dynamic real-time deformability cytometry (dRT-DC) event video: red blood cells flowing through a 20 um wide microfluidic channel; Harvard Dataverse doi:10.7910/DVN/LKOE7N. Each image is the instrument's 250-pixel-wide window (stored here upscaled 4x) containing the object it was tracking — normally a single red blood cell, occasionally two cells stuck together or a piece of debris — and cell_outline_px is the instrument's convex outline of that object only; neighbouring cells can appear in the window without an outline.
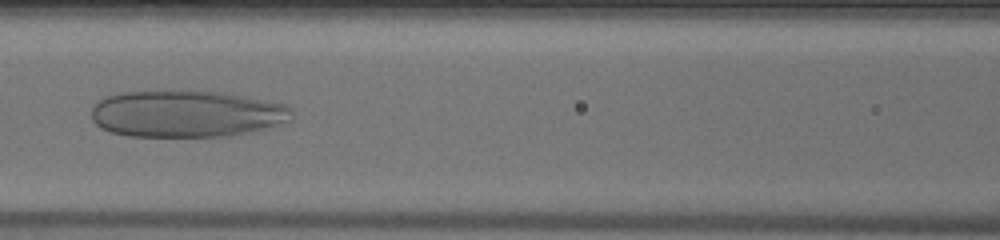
{"species": "human", "species_latin": "Homo sapiens", "temperature_condition": "warm", "stored_images_in_passage": 28, "camera_frame_rate_fps": 3000, "um_per_image_px": 0.085, "donor": {"sex": "male"}, "frame": {"image": 1, "passage_image": 7, "time_ms": 2.0, "image_size_px": [1000, 240], "cell_outline_px": [[292, 116], [288, 120], [276, 124], [228, 136], [128, 136], [112, 132], [100, 128], [92, 120], [92, 108], [100, 100], [108, 96], [124, 92], [224, 92], [284, 104], [292, 108]], "centroid_in_image_um": [15.81, 9.68], "position_along_channel_um": 150.8, "area_um2": 53.64}}
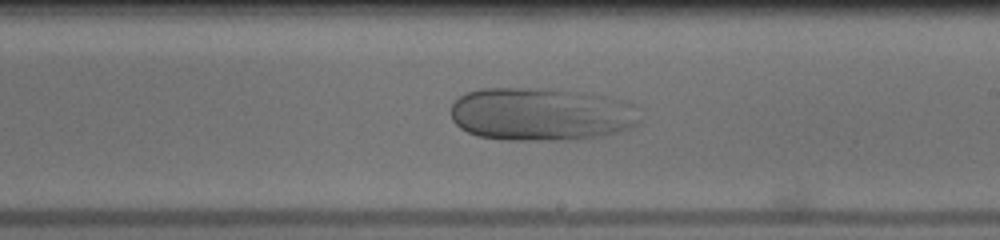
{"frame": {"image": 2, "passage_image": 14, "time_ms": 4.333, "image_size_px": [1000, 240], "cell_outline_px": [[640, 120], [632, 128], [620, 132], [604, 136], [576, 140], [504, 140], [480, 136], [468, 132], [460, 128], [452, 120], [452, 104], [464, 92], [480, 88], [556, 88], [592, 96]], "centroid_in_image_um": [45.67, 9.75], "position_along_channel_um": 243.3, "area_um2": 56.3}}
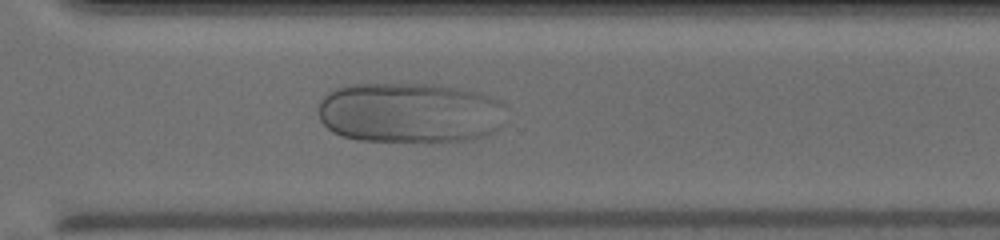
{"frame": {"image": 3, "passage_image": 21, "time_ms": 6.667, "image_size_px": [1000, 240], "cell_outline_px": [[504, 104], [500, 128], [492, 132], [480, 136], [464, 140], [356, 140], [340, 136], [332, 132], [320, 120], [320, 100], [328, 92], [336, 88], [348, 84], [436, 84], [460, 88], [480, 92]], "centroid_in_image_um": [34.79, 9.55], "position_along_channel_um": 335.8, "area_um2": 65.78}}